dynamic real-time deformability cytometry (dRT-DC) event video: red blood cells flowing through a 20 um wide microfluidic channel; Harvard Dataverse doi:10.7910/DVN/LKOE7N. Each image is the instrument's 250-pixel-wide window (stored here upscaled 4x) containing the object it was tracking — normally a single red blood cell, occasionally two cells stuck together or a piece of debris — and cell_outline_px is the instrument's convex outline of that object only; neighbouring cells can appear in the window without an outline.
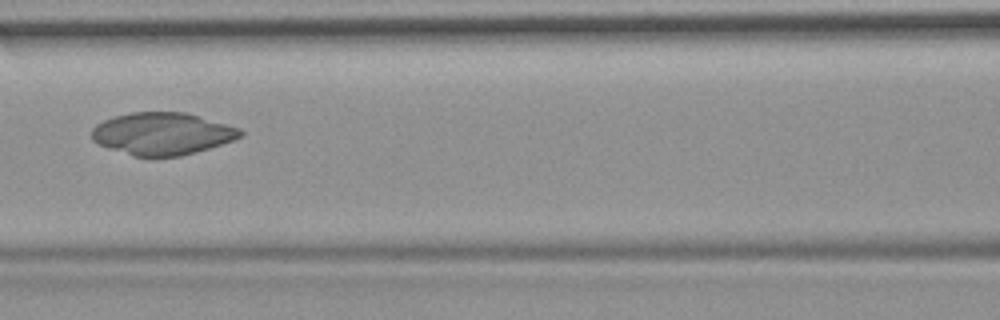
{"species": "common noctule bat (a hibernating species)", "species_latin": "Nyctalus noctula", "temperature_condition": "room temperature", "stored_images_in_passage": 9, "camera_frame_rate_fps": 3000, "um_per_image_px": 0.085, "animal": {"sex": "female", "body_mass_g": 19.9}, "frame": {"image": 1, "passage_image": 6, "time_ms": 1.667, "image_size_px": [1000, 320], "cell_outline_px": [[244, 132], [240, 136], [232, 140], [196, 152], [180, 156], [152, 160], [132, 156], [100, 144], [92, 140], [92, 128], [96, 124], [104, 120], [116, 116], [132, 112], [184, 112], [240, 128]], "centroid_in_image_um": [13.76, 11.4], "position_along_channel_um": 152.8, "area_um2": 36.82}}
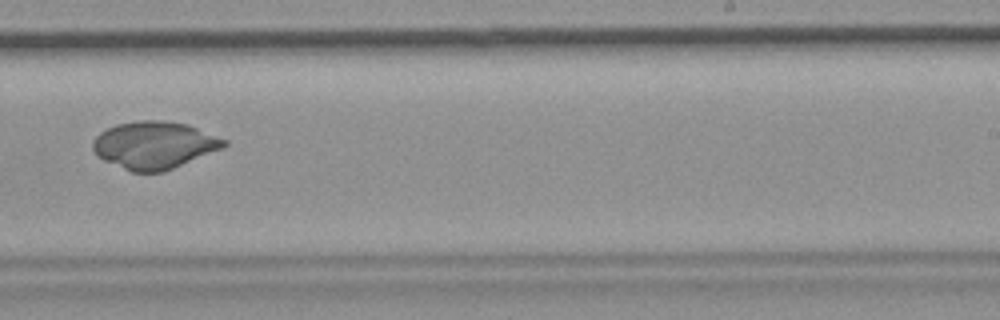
{"frame": {"image": 2, "passage_image": 9, "time_ms": 2.667, "image_size_px": [1000, 320], "cell_outline_px": [[228, 144], [224, 148], [172, 168], [160, 172], [132, 172], [104, 160], [96, 156], [92, 148], [92, 144], [96, 136], [100, 132], [116, 124], [140, 120], [164, 120], [188, 124], [228, 140]], "centroid_in_image_um": [13.12, 12.32], "position_along_channel_um": 275.9, "area_um2": 36.24}}